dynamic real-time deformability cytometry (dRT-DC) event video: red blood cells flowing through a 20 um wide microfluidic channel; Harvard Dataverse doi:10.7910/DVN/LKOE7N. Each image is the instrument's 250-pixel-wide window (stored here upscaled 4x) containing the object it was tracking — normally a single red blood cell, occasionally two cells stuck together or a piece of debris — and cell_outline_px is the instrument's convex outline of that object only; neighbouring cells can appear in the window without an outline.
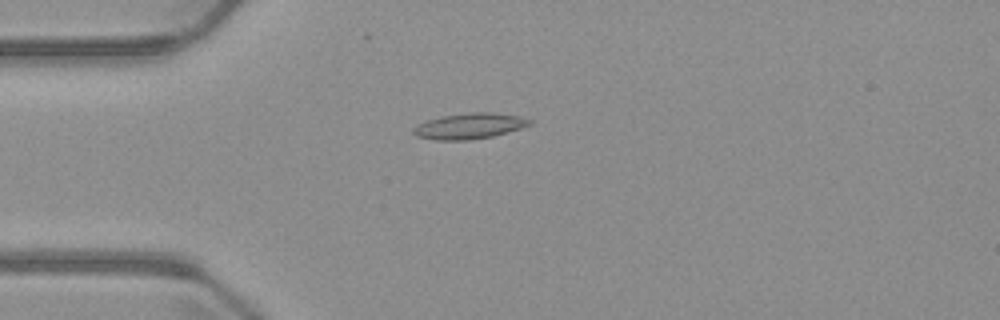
{"species": "common noctule bat (a hibernating species)", "species_latin": "Nyctalus noctula", "temperature_condition": "warm", "stored_images_in_passage": 5, "camera_frame_rate_fps": 3000, "um_per_image_px": 0.085, "animal": {"sex": "male", "body_mass_g": 23.1, "forearm_length_mm": 52.7}, "frame": {"image": 1, "passage_image": 4, "time_ms": 4.333, "image_size_px": [1000, 320], "cell_outline_px": [[532, 124], [520, 128], [492, 136], [472, 140], [436, 140], [416, 136], [412, 132], [412, 128], [416, 124], [424, 120], [440, 116], [472, 112], [492, 112], [520, 116], [532, 120]], "centroid_in_image_um": [39.85, 10.7], "position_along_channel_um": 45.2, "area_um2": 17.63}}